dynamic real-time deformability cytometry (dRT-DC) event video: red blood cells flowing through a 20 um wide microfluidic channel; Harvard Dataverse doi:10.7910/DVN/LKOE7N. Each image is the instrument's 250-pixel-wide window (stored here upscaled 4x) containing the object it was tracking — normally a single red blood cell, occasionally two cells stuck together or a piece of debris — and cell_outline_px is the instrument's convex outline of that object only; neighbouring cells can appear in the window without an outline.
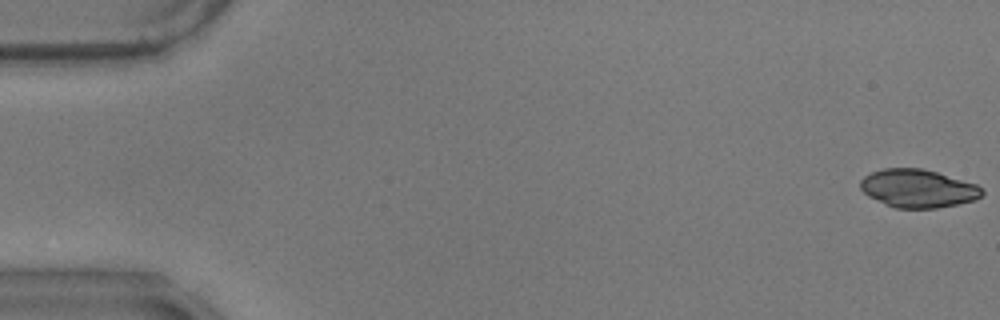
{"species": "common noctule bat (a hibernating species)", "species_latin": "Nyctalus noctula", "temperature_condition": "warm", "stored_images_in_passage": 57, "camera_frame_rate_fps": 3000, "um_per_image_px": 0.085, "animal": {"sex": "male", "body_mass_g": 17.9}, "frame": {"image": 1, "passage_image": 1, "time_ms": 0.0, "image_size_px": [1000, 320], "cell_outline_px": [[984, 192], [976, 200], [936, 208], [896, 208], [884, 204], [868, 196], [860, 188], [860, 180], [864, 176], [872, 172], [884, 168], [924, 168], [976, 184], [984, 188]], "centroid_in_image_um": [78.02, 16.01], "position_along_channel_um": 7.0, "area_um2": 27.11}}